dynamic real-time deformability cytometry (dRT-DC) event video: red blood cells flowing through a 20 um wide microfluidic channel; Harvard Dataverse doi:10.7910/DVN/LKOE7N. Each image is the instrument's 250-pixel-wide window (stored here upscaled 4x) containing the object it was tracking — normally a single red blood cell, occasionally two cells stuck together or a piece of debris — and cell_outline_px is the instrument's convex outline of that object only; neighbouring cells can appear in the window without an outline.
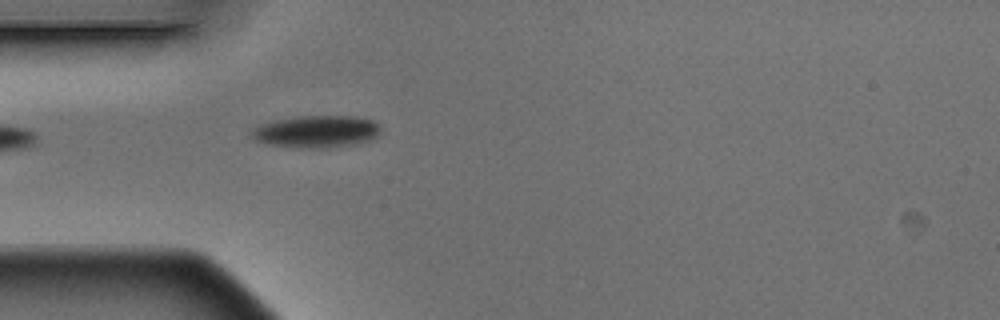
{"species": "Egyptian fruit bat (a non-hibernating species)", "species_latin": "Rousettus aegyptiacus", "temperature_condition": "warm", "stored_images_in_passage": 2, "camera_frame_rate_fps": 3000, "um_per_image_px": 0.085, "animal": {"sex": "male"}, "frame": {"image": 1, "passage_image": 2, "time_ms": 0.333, "image_size_px": [1000, 320], "cell_outline_px": [[380, 136], [372, 140], [356, 144], [320, 148], [300, 148], [268, 144], [256, 140], [248, 136], [252, 128], [260, 124], [276, 120], [300, 116], [356, 116], [372, 120], [380, 124]], "centroid_in_image_um": [26.92, 11.18], "position_along_channel_um": 58.1, "area_um2": 24.51}}